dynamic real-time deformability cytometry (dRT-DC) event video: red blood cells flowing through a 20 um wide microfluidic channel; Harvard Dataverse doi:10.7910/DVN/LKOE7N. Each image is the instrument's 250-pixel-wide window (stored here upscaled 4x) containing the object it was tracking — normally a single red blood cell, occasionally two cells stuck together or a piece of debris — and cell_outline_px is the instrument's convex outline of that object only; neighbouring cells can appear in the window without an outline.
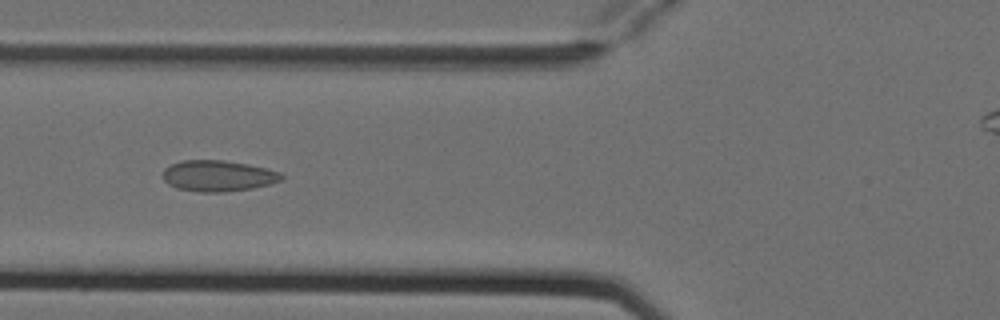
{"species": "Egyptian fruit bat (a non-hibernating species)", "species_latin": "Rousettus aegyptiacus", "temperature_condition": "cold", "stored_images_in_passage": 9, "camera_frame_rate_fps": 3000, "um_per_image_px": 0.085, "animal": {"sex": "female"}, "frame": {"image": 1, "passage_image": 6, "time_ms": 1.667, "image_size_px": [1000, 320], "cell_outline_px": [[284, 180], [272, 184], [252, 188], [224, 192], [200, 192], [176, 188], [168, 184], [160, 176], [164, 168], [172, 164], [184, 160], [224, 160], [248, 164], [280, 172], [284, 176]], "centroid_in_image_um": [18.53, 14.95], "position_along_channel_um": 107.3, "area_um2": 21.68}}
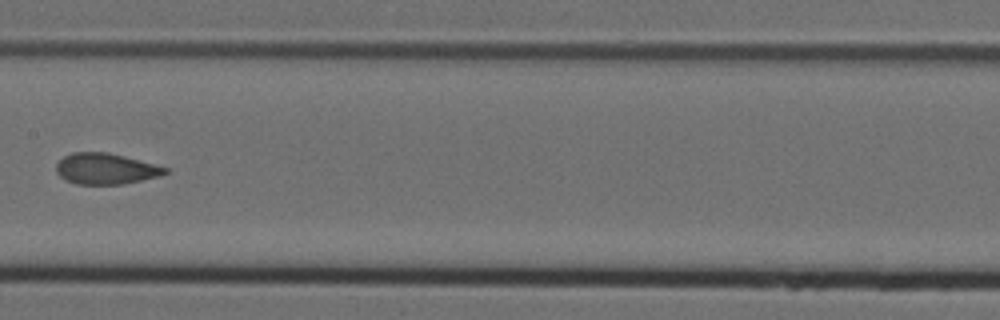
{"frame": {"image": 2, "passage_image": 8, "time_ms": 2.333, "image_size_px": [1000, 320], "cell_outline_px": [[168, 172], [160, 176], [120, 184], [76, 184], [64, 180], [56, 172], [56, 164], [64, 156], [72, 152], [108, 152], [124, 156], [168, 168]], "centroid_in_image_um": [8.94, 14.34], "position_along_channel_um": 198.5, "area_um2": 19.54}}
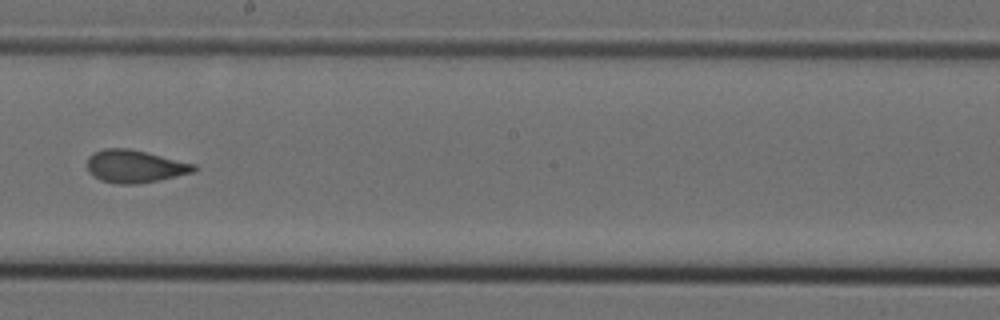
{"frame": {"image": 3, "passage_image": 9, "time_ms": 2.667, "image_size_px": [1000, 320], "cell_outline_px": [[200, 168], [196, 172], [160, 180], [136, 184], [116, 184], [100, 180], [88, 172], [88, 156], [104, 148], [128, 148], [196, 164]], "centroid_in_image_um": [11.5, 14.15], "position_along_channel_um": 236.7, "area_um2": 20.46}}